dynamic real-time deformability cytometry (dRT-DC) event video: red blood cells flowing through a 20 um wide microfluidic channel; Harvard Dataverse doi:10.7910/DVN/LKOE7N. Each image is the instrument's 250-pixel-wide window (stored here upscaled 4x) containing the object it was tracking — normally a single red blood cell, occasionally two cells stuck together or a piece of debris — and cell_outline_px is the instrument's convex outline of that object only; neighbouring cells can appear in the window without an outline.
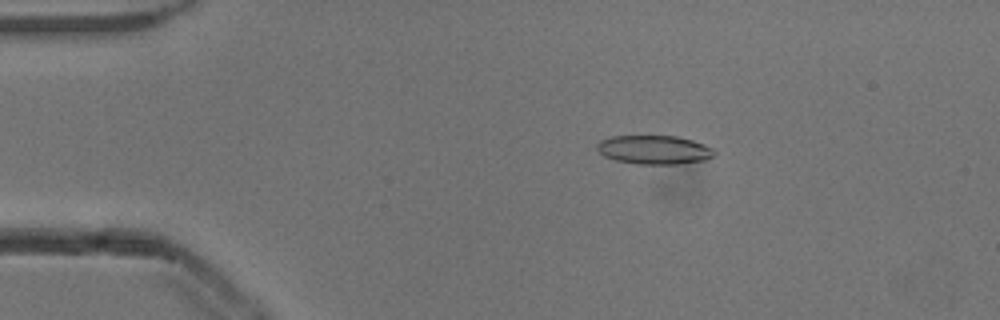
{"species": "common noctule bat (a hibernating species)", "species_latin": "Nyctalus noctula", "temperature_condition": "cold", "stored_images_in_passage": 52, "camera_frame_rate_fps": 3000, "um_per_image_px": 0.085, "animal": {"sex": "male", "body_mass_g": 13.3}, "frame": {"image": 1, "passage_image": 9, "time_ms": 2.667, "image_size_px": [1000, 320], "cell_outline_px": [[716, 156], [708, 160], [680, 164], [636, 164], [616, 160], [604, 156], [596, 148], [596, 144], [600, 140], [612, 136], [676, 136], [692, 140], [704, 144], [712, 148], [716, 152]], "centroid_in_image_um": [55.64, 12.74], "position_along_channel_um": 29.4, "area_um2": 19.94}}
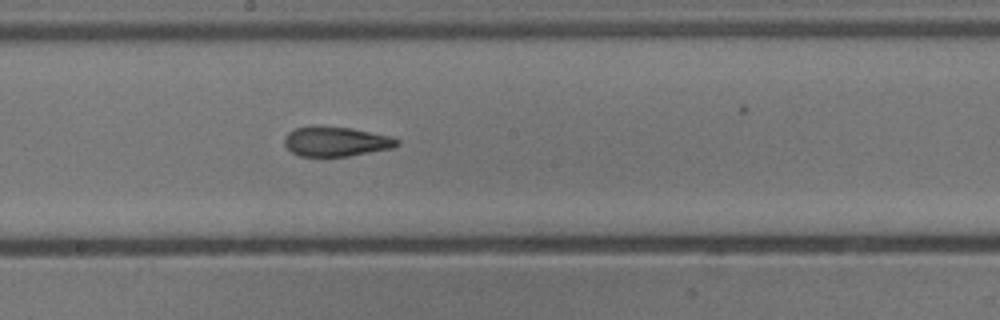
{"frame": {"image": 2, "passage_image": 28, "time_ms": 9.0, "image_size_px": [1000, 320], "cell_outline_px": [[400, 144], [392, 148], [348, 156], [300, 156], [292, 152], [284, 144], [284, 136], [288, 132], [296, 128], [312, 124], [320, 124], [352, 128], [392, 136], [400, 140]], "centroid_in_image_um": [28.55, 11.99], "position_along_channel_um": 219.7, "area_um2": 19.94}}
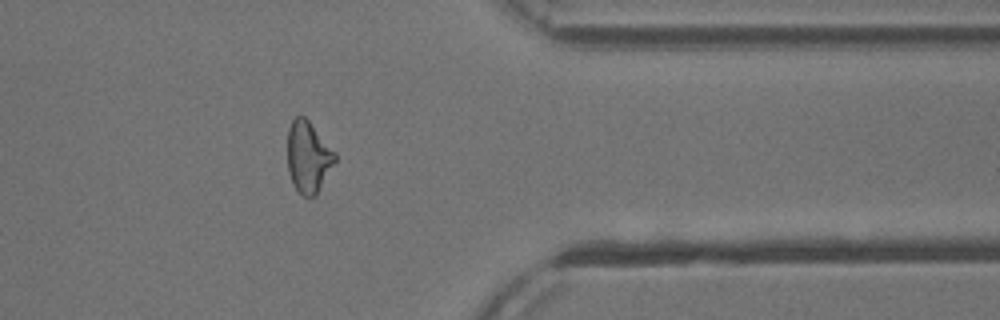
{"frame": {"image": 3, "passage_image": 42, "time_ms": 13.667, "image_size_px": [1000, 320], "cell_outline_px": [[336, 160], [316, 196], [304, 196], [292, 184], [288, 172], [288, 128], [292, 120], [296, 116], [304, 116], [308, 120], [336, 152]], "centroid_in_image_um": [26.2, 13.34], "position_along_channel_um": 385.2, "area_um2": 19.71}, "authors_computed_cell_mechanics": {"area_um2": 19.941, "velocity_mm_per_s": 3.8694, "shape_relaxation_time_tau1_ms": null, "shape_relaxation_time_tau2_ms": 3.1556, "deformation_change_tau1": null, "deformation_change_tau2": 0.1136}}